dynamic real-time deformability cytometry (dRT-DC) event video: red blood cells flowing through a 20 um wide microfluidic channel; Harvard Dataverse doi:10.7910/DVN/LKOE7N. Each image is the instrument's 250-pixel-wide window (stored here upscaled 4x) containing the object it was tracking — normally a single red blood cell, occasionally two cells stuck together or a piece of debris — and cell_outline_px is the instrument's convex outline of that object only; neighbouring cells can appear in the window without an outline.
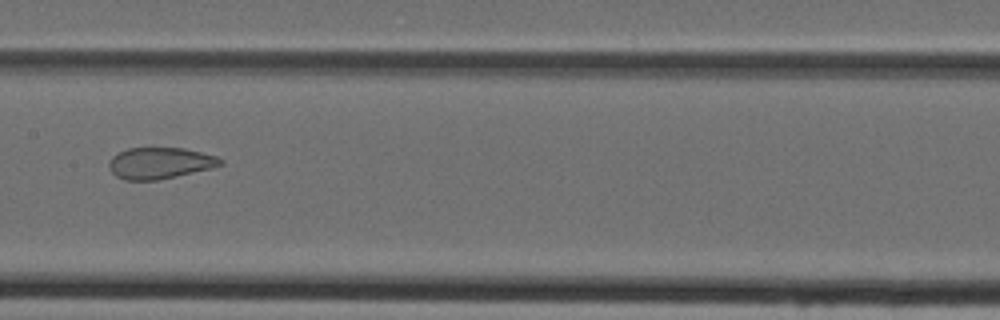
{"species": "Egyptian fruit bat (a non-hibernating species)", "species_latin": "Rousettus aegyptiacus", "temperature_condition": "cold", "stored_images_in_passage": 47, "camera_frame_rate_fps": 3000, "um_per_image_px": 0.085, "animal": {"sex": "female"}, "frame": {"image": 1, "passage_image": 24, "time_ms": 7.667, "image_size_px": [1000, 320], "cell_outline_px": [[224, 164], [212, 168], [176, 176], [156, 180], [124, 180], [116, 176], [112, 172], [108, 164], [108, 160], [112, 156], [128, 148], [184, 148], [216, 156], [224, 160]], "centroid_in_image_um": [13.59, 13.86], "position_along_channel_um": 193.8, "area_um2": 20.35}}
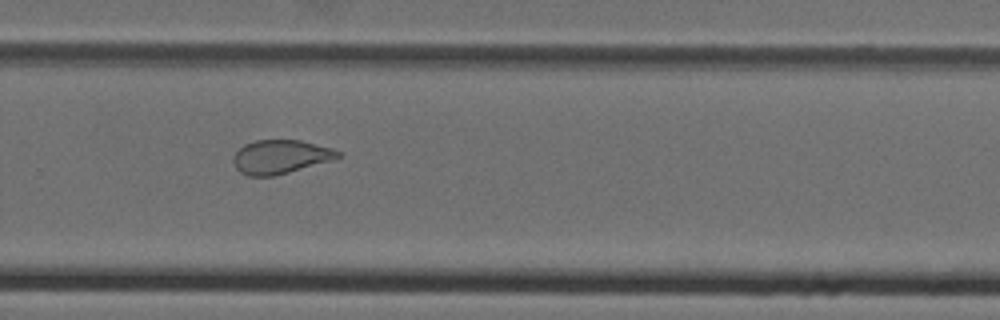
{"frame": {"image": 2, "passage_image": 32, "time_ms": 10.333, "image_size_px": [1000, 320], "cell_outline_px": [[344, 156], [332, 160], [288, 172], [272, 176], [248, 176], [240, 172], [236, 168], [232, 160], [232, 156], [244, 144], [256, 140], [300, 140], [332, 148], [340, 152]], "centroid_in_image_um": [23.83, 13.32], "position_along_channel_um": 306.0, "area_um2": 20.58}}
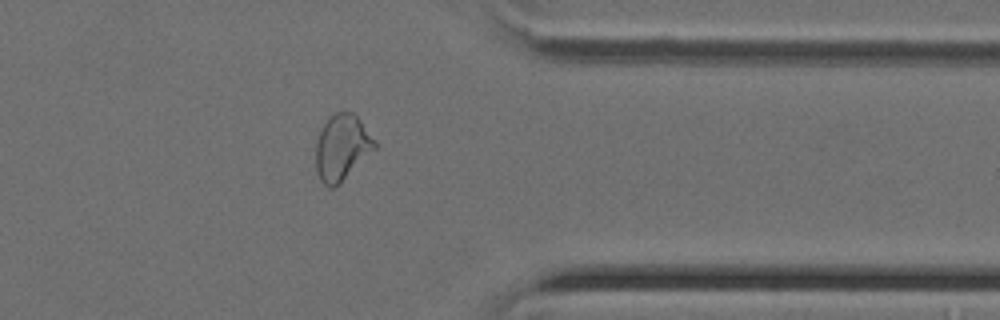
{"frame": {"image": 3, "passage_image": 38, "time_ms": 12.333, "image_size_px": [1000, 320], "cell_outline_px": [[376, 148], [336, 188], [328, 188], [320, 180], [316, 172], [316, 140], [324, 124], [336, 112], [352, 112], [360, 120], [376, 140]], "centroid_in_image_um": [29.06, 12.58], "position_along_channel_um": 382.3, "area_um2": 22.6}}